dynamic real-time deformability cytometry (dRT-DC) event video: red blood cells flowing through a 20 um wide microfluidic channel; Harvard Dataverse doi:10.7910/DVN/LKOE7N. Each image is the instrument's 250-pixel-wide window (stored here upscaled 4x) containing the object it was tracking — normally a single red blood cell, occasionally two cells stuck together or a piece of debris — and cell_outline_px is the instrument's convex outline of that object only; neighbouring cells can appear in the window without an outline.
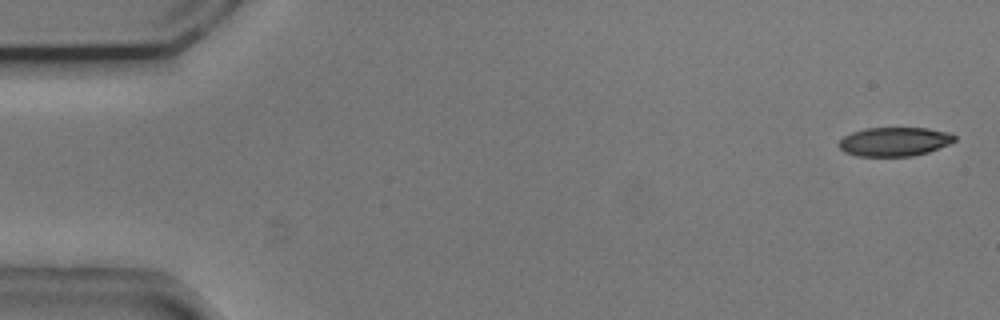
{"species": "common noctule bat (a hibernating species)", "species_latin": "Nyctalus noctula", "temperature_condition": "cold", "stored_images_in_passage": 54, "camera_frame_rate_fps": 3000, "um_per_image_px": 0.085, "animal": {"sex": "male", "body_mass_g": 20.5, "forearm_length_mm": 52.5}, "frame": {"image": 1, "passage_image": 2, "time_ms": 0.333, "image_size_px": [1000, 320], "cell_outline_px": [[956, 140], [948, 144], [928, 152], [912, 156], [856, 156], [844, 152], [840, 148], [840, 140], [844, 136], [852, 132], [864, 128], [928, 128], [952, 132], [956, 136]], "centroid_in_image_um": [76.05, 12.03], "position_along_channel_um": 8.9, "area_um2": 19.59}}
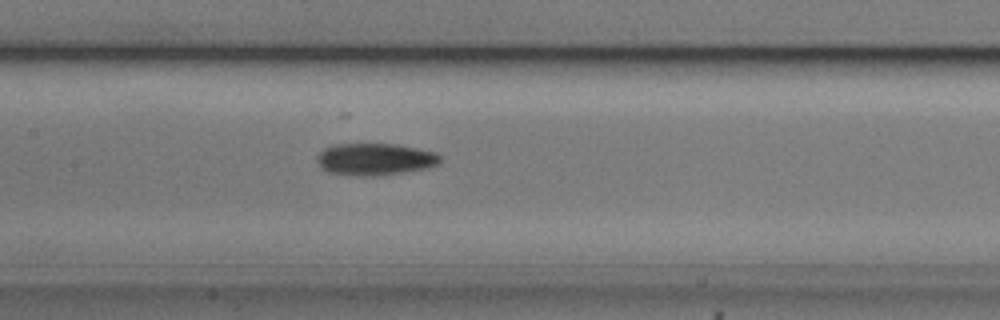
{"frame": {"image": 2, "passage_image": 26, "time_ms": 8.333, "image_size_px": [1000, 320], "cell_outline_px": [[440, 164], [428, 168], [380, 176], [356, 176], [328, 172], [320, 168], [316, 160], [316, 156], [324, 148], [332, 144], [396, 144], [436, 152], [440, 156]], "centroid_in_image_um": [31.85, 13.54], "position_along_channel_um": 175.5, "area_um2": 23.29}}
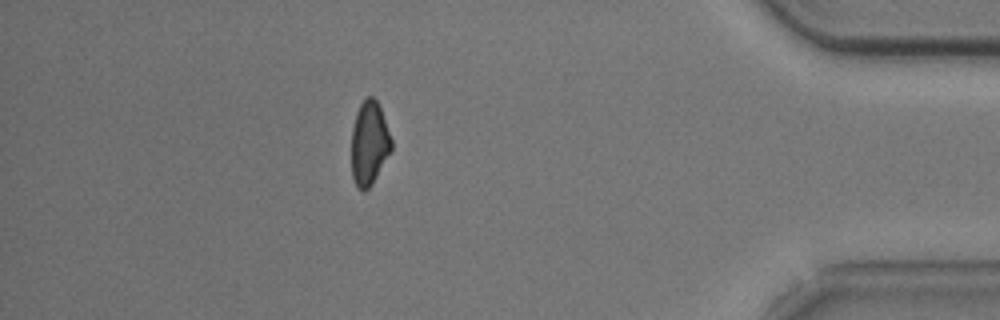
{"frame": {"image": 3, "passage_image": 48, "time_ms": 15.667, "image_size_px": [1000, 320], "cell_outline_px": [[392, 148], [372, 184], [364, 192], [356, 184], [352, 176], [352, 128], [356, 112], [360, 104], [368, 96], [372, 96], [376, 100], [380, 108], [392, 140]], "centroid_in_image_um": [31.38, 12.16], "position_along_channel_um": 403.8, "area_um2": 19.19}, "authors_computed_cell_mechanics": {"area_um2": 21.386, "velocity_mm_per_s": 3.7144, "shape_relaxation_time_tau1_ms": 4.1227, "shape_relaxation_time_tau2_ms": null, "deformation_change_tau1": 0.1287, "deformation_change_tau2": null}}